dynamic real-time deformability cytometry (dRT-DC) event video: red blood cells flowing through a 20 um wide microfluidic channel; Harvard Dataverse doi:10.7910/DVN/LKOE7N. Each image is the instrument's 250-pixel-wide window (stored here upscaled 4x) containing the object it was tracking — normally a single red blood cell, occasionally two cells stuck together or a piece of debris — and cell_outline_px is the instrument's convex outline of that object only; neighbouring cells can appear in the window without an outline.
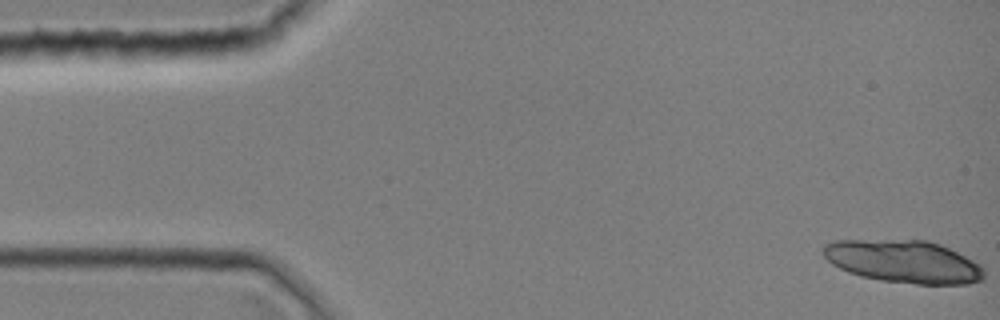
{"species": "common noctule bat (a hibernating species)", "species_latin": "Nyctalus noctula", "temperature_condition": "room temperature", "stored_images_in_passage": 40, "camera_frame_rate_fps": 3000, "um_per_image_px": 0.085, "animal": {"sex": "female", "body_mass_g": 19.0, "forearm_length_mm": 51.5}, "frame": {"image": 1, "passage_image": 1, "time_ms": 0.0, "image_size_px": [1000, 320], "cell_outline_px": [[984, 280], [968, 284], [916, 284], [880, 280], [860, 276], [848, 272], [832, 264], [824, 256], [820, 248], [824, 244], [832, 240], [928, 240], [940, 244], [980, 264], [984, 268]], "centroid_in_image_um": [76.78, 22.23], "position_along_channel_um": 8.2, "area_um2": 40.23}}
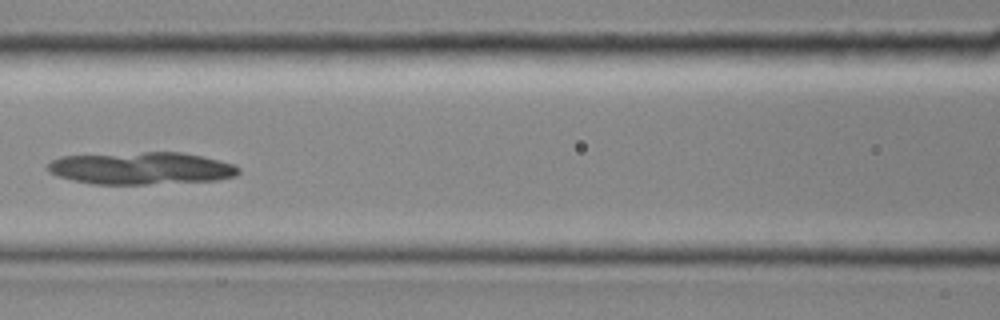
{"frame": {"image": 2, "passage_image": 18, "time_ms": 5.667, "image_size_px": [1000, 320], "cell_outline_px": [[240, 172], [236, 176], [216, 180], [148, 184], [92, 184], [72, 180], [56, 176], [48, 172], [48, 164], [52, 160], [60, 156], [144, 152], [180, 152], [204, 156], [236, 164], [240, 168]], "centroid_in_image_um": [12.02, 14.3], "position_along_channel_um": 154.6, "area_um2": 36.24}}
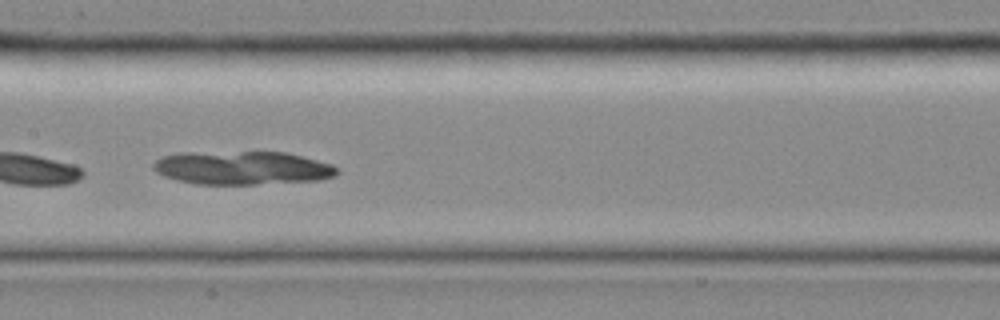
{"frame": {"image": 3, "passage_image": 20, "time_ms": 6.333, "image_size_px": [1000, 320], "cell_outline_px": [[340, 172], [336, 176], [320, 180], [256, 184], [196, 184], [176, 180], [164, 176], [156, 172], [152, 168], [152, 164], [160, 156], [176, 152], [288, 152], [332, 164], [340, 168]], "centroid_in_image_um": [20.59, 14.26], "position_along_channel_um": 186.8, "area_um2": 36.36}}